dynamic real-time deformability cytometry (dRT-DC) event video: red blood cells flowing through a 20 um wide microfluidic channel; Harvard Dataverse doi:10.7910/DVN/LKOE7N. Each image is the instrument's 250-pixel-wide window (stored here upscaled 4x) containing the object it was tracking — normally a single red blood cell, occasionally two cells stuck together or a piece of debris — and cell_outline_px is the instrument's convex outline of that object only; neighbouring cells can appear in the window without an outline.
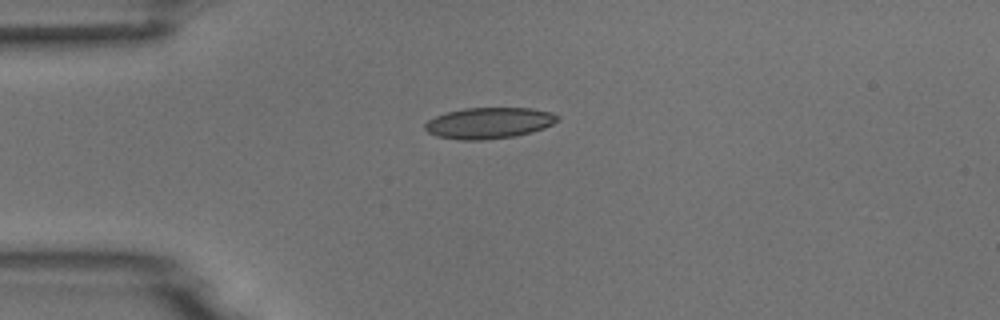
{"species": "common noctule bat (a hibernating species)", "species_latin": "Nyctalus noctula", "temperature_condition": "room temperature", "stored_images_in_passage": 4, "camera_frame_rate_fps": 3000, "um_per_image_px": 0.085, "animal": {"sex": "male", "body_mass_g": 18.8}, "frame": {"image": 1, "passage_image": 1, "time_ms": 0.0, "image_size_px": [1000, 320], "cell_outline_px": [[560, 120], [544, 128], [532, 132], [512, 136], [484, 140], [460, 140], [436, 136], [428, 132], [424, 128], [424, 124], [428, 120], [436, 116], [448, 112], [464, 108], [532, 108], [552, 112], [560, 116]], "centroid_in_image_um": [41.58, 10.45], "position_along_channel_um": 43.4, "area_um2": 24.1}}